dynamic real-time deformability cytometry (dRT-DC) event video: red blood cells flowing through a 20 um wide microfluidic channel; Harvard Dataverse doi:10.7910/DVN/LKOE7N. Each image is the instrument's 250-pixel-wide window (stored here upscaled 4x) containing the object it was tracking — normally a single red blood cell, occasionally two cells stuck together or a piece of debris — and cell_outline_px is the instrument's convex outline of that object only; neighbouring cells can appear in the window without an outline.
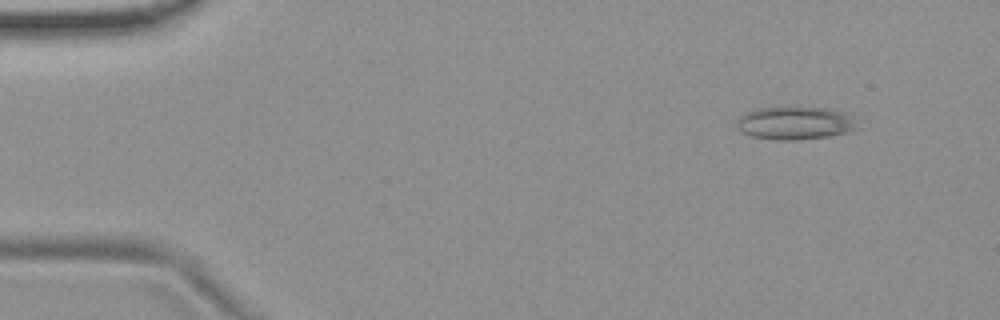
{"species": "common noctule bat (a hibernating species)", "species_latin": "Nyctalus noctula", "temperature_condition": "room temperature", "stored_images_in_passage": 51, "camera_frame_rate_fps": 3000, "um_per_image_px": 0.085, "animal": {"sex": "female", "body_mass_g": 19.9}, "frame": {"image": 1, "passage_image": 2, "time_ms": 0.333, "image_size_px": [1000, 320], "cell_outline_px": [[860, 120], [848, 132], [828, 136], [796, 140], [776, 140], [752, 136], [740, 132], [736, 128], [736, 120], [744, 112], [752, 108], [828, 108], [844, 112]], "centroid_in_image_um": [67.53, 10.46], "position_along_channel_um": 17.5, "area_um2": 23.24}}
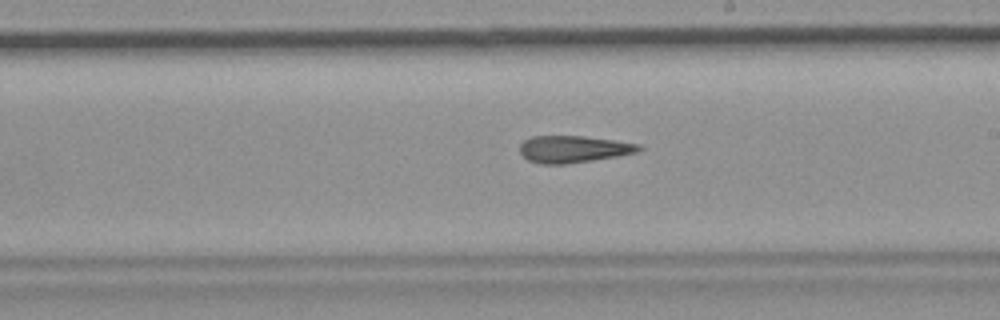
{"frame": {"image": 2, "passage_image": 28, "time_ms": 9.0, "image_size_px": [1000, 320], "cell_outline_px": [[644, 148], [636, 152], [620, 156], [564, 164], [540, 164], [528, 160], [520, 152], [520, 144], [524, 140], [532, 136], [584, 136], [640, 144]], "centroid_in_image_um": [48.74, 12.67], "position_along_channel_um": 240.3, "area_um2": 18.67}}
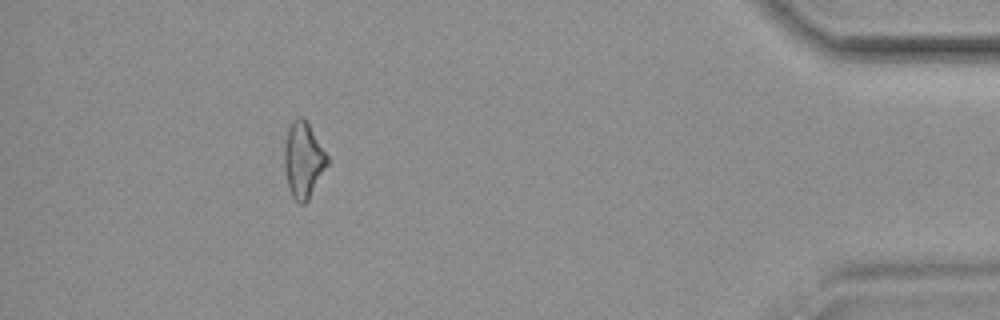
{"frame": {"image": 3, "passage_image": 46, "time_ms": 15.0, "image_size_px": [1000, 320], "cell_outline_px": [[328, 164], [308, 200], [304, 204], [300, 204], [292, 196], [288, 184], [284, 168], [284, 148], [288, 128], [292, 120], [296, 116], [304, 116], [308, 120], [328, 156]], "centroid_in_image_um": [25.78, 13.53], "position_along_channel_um": 409.4, "area_um2": 19.13}, "authors_computed_cell_mechanics": {"area_um2": 19.4208, "velocity_mm_per_s": 3.7136, "shape_relaxation_time_tau1_ms": null, "shape_relaxation_time_tau2_ms": 6.3456, "deformation_change_tau1": null, "deformation_change_tau2": 0.2032}}